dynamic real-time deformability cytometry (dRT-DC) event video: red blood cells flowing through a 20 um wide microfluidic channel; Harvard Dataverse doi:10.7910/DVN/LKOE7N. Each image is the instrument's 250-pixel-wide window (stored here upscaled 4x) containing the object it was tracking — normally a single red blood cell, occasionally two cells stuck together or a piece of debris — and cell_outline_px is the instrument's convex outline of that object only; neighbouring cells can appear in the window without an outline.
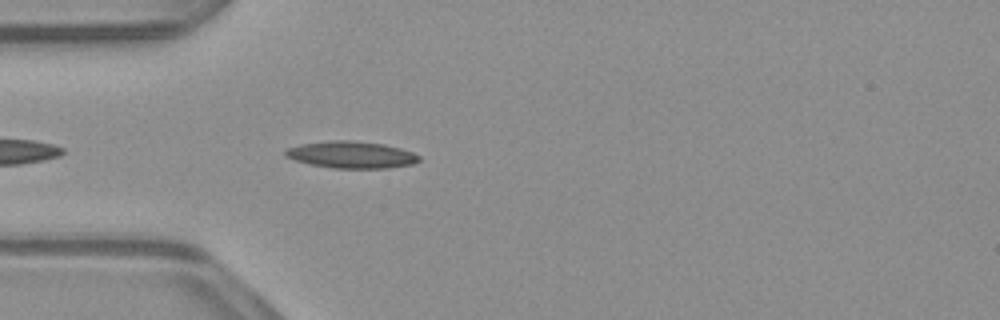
{"species": "common noctule bat (a hibernating species)", "species_latin": "Nyctalus noctula", "temperature_condition": "warm", "stored_images_in_passage": 7, "camera_frame_rate_fps": 3000, "um_per_image_px": 0.085, "animal": {"sex": "male", "body_mass_g": 23.1, "forearm_length_mm": 52.7}, "frame": {"image": 1, "passage_image": 3, "time_ms": 0.667, "image_size_px": [1000, 320], "cell_outline_px": [[420, 160], [412, 164], [388, 168], [332, 168], [308, 164], [284, 156], [284, 152], [288, 148], [300, 144], [328, 140], [352, 140], [384, 144], [400, 148], [412, 152], [420, 156]], "centroid_in_image_um": [29.85, 13.15], "position_along_channel_um": 55.2, "area_um2": 21.04}}